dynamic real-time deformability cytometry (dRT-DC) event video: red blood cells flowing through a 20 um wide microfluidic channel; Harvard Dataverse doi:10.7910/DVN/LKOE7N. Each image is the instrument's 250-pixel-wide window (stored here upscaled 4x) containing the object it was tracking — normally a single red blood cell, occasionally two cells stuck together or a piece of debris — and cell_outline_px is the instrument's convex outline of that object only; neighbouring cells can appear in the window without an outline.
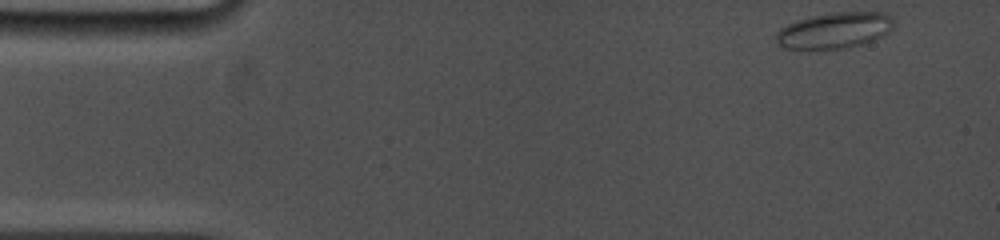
{"species": "common noctule bat (a hibernating species)", "species_latin": "Nyctalus noctula", "temperature_condition": "cold", "stored_images_in_passage": 4, "camera_frame_rate_fps": 5000, "um_per_image_px": 0.085, "animal": {"sex": "female", "body_mass_g": 19.0, "forearm_length_mm": 53.3}, "frame": {"image": 1, "passage_image": 1, "time_ms": 0.0, "image_size_px": [1000, 240], "cell_outline_px": [[892, 28], [884, 36], [860, 44], [840, 48], [784, 48], [776, 40], [776, 32], [780, 28], [796, 20], [812, 16], [836, 12], [888, 12], [892, 16]], "centroid_in_image_um": [70.96, 2.56], "position_along_channel_um": 14.0, "area_um2": 24.33}}
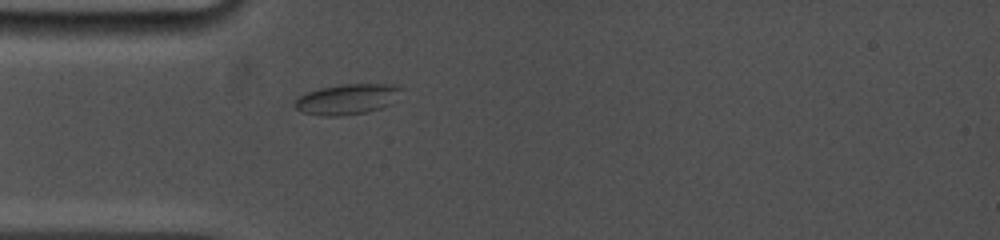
{"frame": {"image": 2, "passage_image": 4, "time_ms": 3.6, "image_size_px": [1000, 240], "cell_outline_px": [[404, 88], [388, 104], [380, 108], [364, 112], [340, 116], [320, 116], [300, 112], [292, 104], [300, 96], [308, 92], [320, 88], [344, 84], [392, 84]], "centroid_in_image_um": [29.45, 8.43], "position_along_channel_um": 55.5, "area_um2": 18.67}}